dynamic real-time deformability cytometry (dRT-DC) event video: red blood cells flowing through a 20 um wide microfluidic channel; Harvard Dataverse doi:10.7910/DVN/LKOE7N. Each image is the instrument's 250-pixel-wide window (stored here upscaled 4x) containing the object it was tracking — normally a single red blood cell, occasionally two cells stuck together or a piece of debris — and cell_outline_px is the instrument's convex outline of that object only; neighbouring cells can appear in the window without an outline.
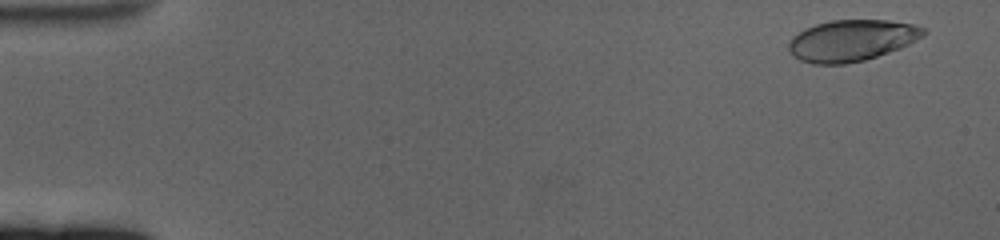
{"species": "human", "species_latin": "Homo sapiens", "temperature_condition": "cold", "stored_images_in_passage": 60, "camera_frame_rate_fps": 3000, "um_per_image_px": 0.085, "donor": {"sex": "female"}, "frame": {"image": 1, "passage_image": 3, "time_ms": 0.667, "image_size_px": [1000, 240], "cell_outline_px": [[928, 32], [924, 36], [900, 48], [864, 60], [844, 64], [812, 64], [800, 60], [792, 56], [788, 48], [788, 44], [792, 36], [804, 28], [816, 24], [832, 20], [888, 20], [912, 24], [924, 28]], "centroid_in_image_um": [72.36, 3.44], "position_along_channel_um": 12.6, "area_um2": 32.54}}
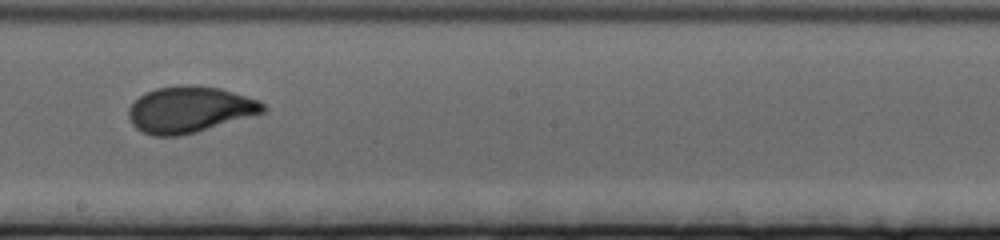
{"frame": {"image": 2, "passage_image": 35, "time_ms": 11.333, "image_size_px": [1000, 240], "cell_outline_px": [[268, 108], [264, 112], [196, 132], [180, 136], [152, 136], [136, 128], [132, 124], [128, 116], [128, 108], [144, 92], [156, 88], [184, 84], [192, 84], [220, 88], [260, 100]], "centroid_in_image_um": [16.11, 9.3], "position_along_channel_um": 232.1, "area_um2": 36.3}}
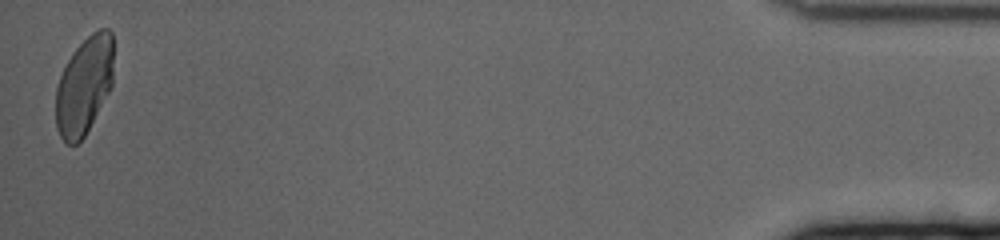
{"frame": {"image": 3, "passage_image": 60, "time_ms": 19.667, "image_size_px": [1000, 240], "cell_outline_px": [[112, 88], [84, 136], [76, 144], [64, 144], [56, 128], [56, 88], [60, 76], [72, 52], [92, 32], [100, 28], [108, 28], [112, 32]], "centroid_in_image_um": [7.15, 7.29], "position_along_channel_um": 428.0, "area_um2": 32.89}, "authors_computed_cell_mechanics": {"area_um2": 34.8823, "velocity_mm_per_s": 3.3624, "shape_relaxation_time_tau1_ms": 3.8008, "shape_relaxation_time_tau2_ms": null, "deformation_change_tau1": 0.1708, "deformation_change_tau2": null}}